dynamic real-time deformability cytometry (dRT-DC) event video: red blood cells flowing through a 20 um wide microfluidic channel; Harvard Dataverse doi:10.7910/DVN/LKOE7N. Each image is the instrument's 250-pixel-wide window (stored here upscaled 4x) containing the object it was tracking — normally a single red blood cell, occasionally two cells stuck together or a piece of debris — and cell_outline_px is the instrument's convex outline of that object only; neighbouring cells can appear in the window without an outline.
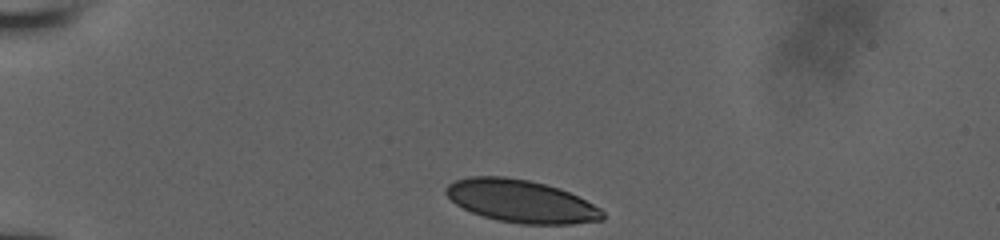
{"species": "human", "species_latin": "Homo sapiens", "temperature_condition": "room temperature", "stored_images_in_passage": 52, "camera_frame_rate_fps": 3000, "um_per_image_px": 0.085, "donor": {"sex": "male"}, "frame": {"image": 1, "passage_image": 1, "time_ms": 0.0, "image_size_px": [1000, 240], "cell_outline_px": [[604, 220], [572, 224], [520, 224], [496, 220], [472, 212], [456, 204], [444, 192], [444, 188], [448, 184], [456, 180], [468, 176], [504, 176], [528, 180], [560, 188], [600, 208], [604, 212]], "centroid_in_image_um": [44.28, 17.1], "position_along_channel_um": 40.7, "area_um2": 38.84}}
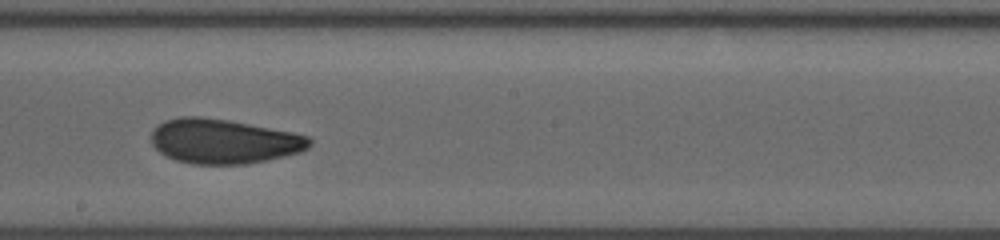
{"frame": {"image": 2, "passage_image": 30, "time_ms": 6.333, "image_size_px": [1000, 240], "cell_outline_px": [[312, 144], [308, 148], [300, 152], [284, 156], [248, 164], [192, 164], [176, 160], [164, 156], [152, 144], [152, 132], [164, 120], [180, 116], [200, 116], [228, 120], [292, 132], [308, 136], [312, 140]], "centroid_in_image_um": [19.02, 12.01], "position_along_channel_um": 229.2, "area_um2": 41.15}}
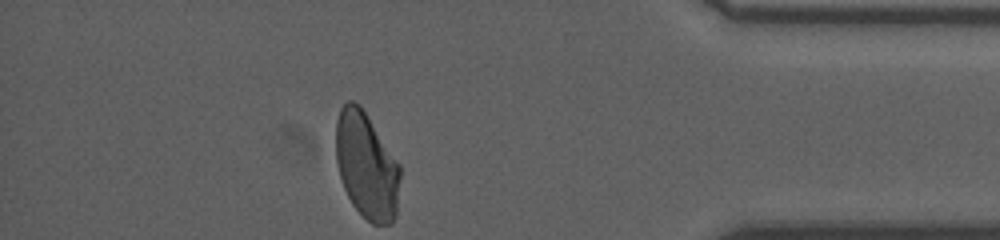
{"frame": {"image": 3, "passage_image": 52, "time_ms": 11.667, "image_size_px": [1000, 240], "cell_outline_px": [[400, 176], [396, 216], [392, 224], [372, 224], [352, 204], [344, 188], [340, 176], [336, 160], [336, 120], [340, 108], [348, 100], [352, 100], [360, 104], [400, 164]], "centroid_in_image_um": [31.16, 14.06], "position_along_channel_um": 404.0, "area_um2": 39.94}, "authors_computed_cell_mechanics": {"area_um2": 41.0091, "velocity_mm_per_s": 3.856, "shape_relaxation_time_tau1_ms": 8.6947, "shape_relaxation_time_tau2_ms": 1.3188, "deformation_change_tau1": 0.1915, "deformation_change_tau2": 0.0667}}